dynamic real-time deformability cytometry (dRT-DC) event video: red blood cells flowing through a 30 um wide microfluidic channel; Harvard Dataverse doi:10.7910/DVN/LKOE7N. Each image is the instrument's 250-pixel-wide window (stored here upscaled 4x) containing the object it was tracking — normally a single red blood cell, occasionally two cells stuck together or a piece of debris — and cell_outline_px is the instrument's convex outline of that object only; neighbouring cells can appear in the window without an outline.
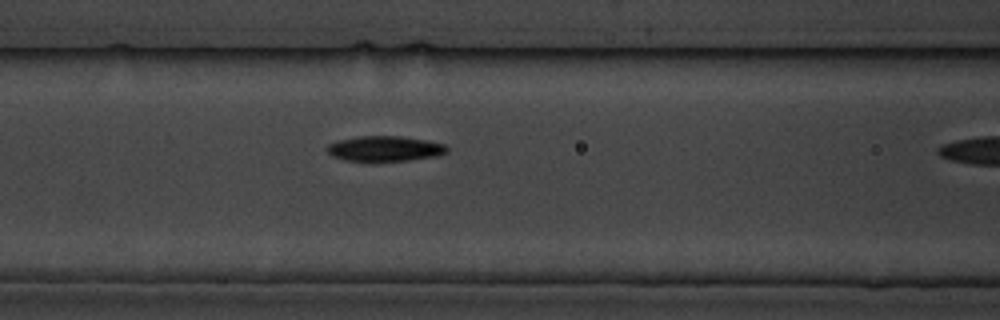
{"species": "common noctule bat (a hibernating species)", "species_latin": "Nyctalus noctula", "temperature_condition": "cold", "stored_images_in_passage": 5, "segment_of_instrument_passage": [1, 2], "camera_frame_rate_fps": 3000, "um_per_image_px": 0.085, "animal": {"sex": "male", "body_mass_g": 19.5, "forearm_length_mm": 54.6}, "frame": {"image": 1, "passage_image": 4, "time_ms": 4.333, "image_size_px": [1000, 320], "cell_outline_px": [[448, 152], [436, 156], [408, 160], [372, 164], [344, 160], [332, 156], [324, 148], [328, 144], [336, 140], [360, 136], [400, 136], [428, 140], [444, 144], [448, 148]], "centroid_in_image_um": [32.65, 12.67], "position_along_channel_um": 134.0, "area_um2": 18.5}}